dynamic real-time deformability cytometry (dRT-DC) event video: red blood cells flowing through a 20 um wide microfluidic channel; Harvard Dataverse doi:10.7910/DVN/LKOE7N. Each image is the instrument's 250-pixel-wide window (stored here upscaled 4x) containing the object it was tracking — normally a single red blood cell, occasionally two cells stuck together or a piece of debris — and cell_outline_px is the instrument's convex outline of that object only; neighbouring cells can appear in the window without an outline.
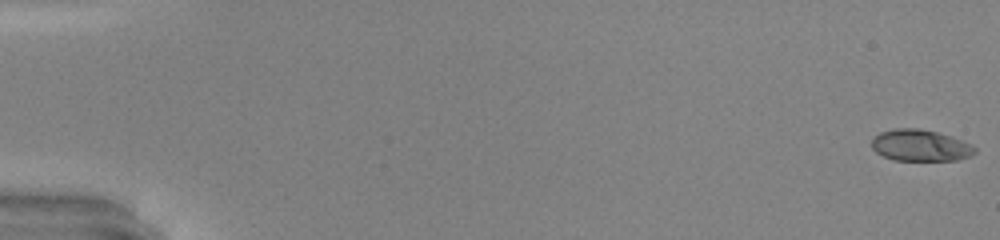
{"species": "common noctule bat (a hibernating species)", "species_latin": "Nyctalus noctula", "temperature_condition": "warm", "stored_images_in_passage": 50, "camera_frame_rate_fps": 3000, "um_per_image_px": 0.085, "animal": {"sex": "male", "body_mass_g": 20.0, "forearm_length_mm": 53.3}, "frame": {"image": 1, "passage_image": 1, "time_ms": 0.0, "image_size_px": [1000, 240], "cell_outline_px": [[976, 152], [972, 156], [956, 160], [892, 160], [876, 152], [872, 148], [872, 140], [880, 132], [896, 128], [920, 128], [952, 136], [972, 144], [976, 148]], "centroid_in_image_um": [78.26, 12.36], "position_along_channel_um": 6.7, "area_um2": 19.02}}
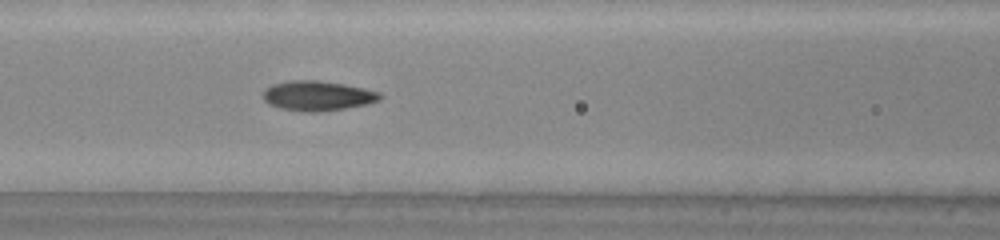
{"frame": {"image": 2, "passage_image": 23, "time_ms": 7.333, "image_size_px": [1000, 240], "cell_outline_px": [[384, 96], [380, 100], [368, 104], [344, 108], [316, 112], [300, 112], [280, 108], [268, 104], [264, 100], [264, 88], [272, 84], [292, 80], [316, 80], [344, 84], [364, 88], [380, 92]], "centroid_in_image_um": [27.0, 8.14], "position_along_channel_um": 139.6, "area_um2": 20.46}}
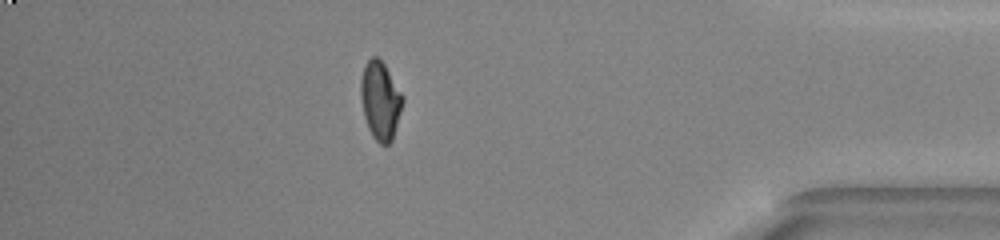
{"frame": {"image": 3, "passage_image": 44, "time_ms": 14.333, "image_size_px": [1000, 240], "cell_outline_px": [[404, 100], [392, 140], [388, 144], [380, 144], [372, 136], [368, 128], [364, 116], [360, 96], [360, 80], [364, 64], [372, 56], [376, 56], [384, 64], [404, 96]], "centroid_in_image_um": [32.31, 8.53], "position_along_channel_um": 402.9, "area_um2": 19.13}, "authors_computed_cell_mechanics": {"area_um2": 19.1318, "velocity_mm_per_s": 4.276, "shape_relaxation_time_tau1_ms": null, "shape_relaxation_time_tau2_ms": 1.1298, "deformation_change_tau1": null, "deformation_change_tau2": 0.0541}}